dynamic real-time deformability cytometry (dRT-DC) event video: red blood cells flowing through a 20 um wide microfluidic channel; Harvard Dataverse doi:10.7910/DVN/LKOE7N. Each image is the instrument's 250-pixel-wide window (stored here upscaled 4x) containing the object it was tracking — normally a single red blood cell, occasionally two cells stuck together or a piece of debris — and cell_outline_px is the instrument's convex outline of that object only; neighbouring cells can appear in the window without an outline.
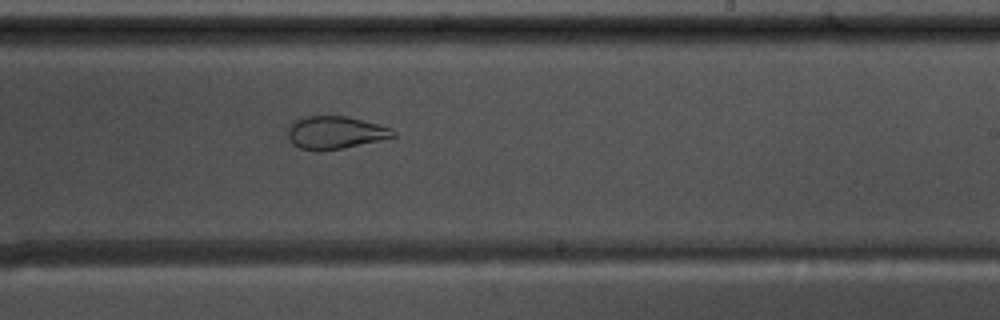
{"species": "common noctule bat (a hibernating species)", "species_latin": "Nyctalus noctula", "temperature_condition": "warm", "stored_images_in_passage": 56, "camera_frame_rate_fps": 3000, "um_per_image_px": 0.085, "animal": {"sex": "male", "body_mass_g": 17.5, "forearm_length_mm": 52.3}, "frame": {"image": 1, "passage_image": 34, "time_ms": 11.0, "image_size_px": [1000, 320], "cell_outline_px": [[396, 136], [380, 140], [344, 148], [300, 148], [292, 144], [288, 136], [288, 128], [296, 120], [308, 116], [348, 116], [380, 124], [392, 128], [396, 132]], "centroid_in_image_um": [28.56, 11.23], "position_along_channel_um": 260.4, "area_um2": 19.59}}
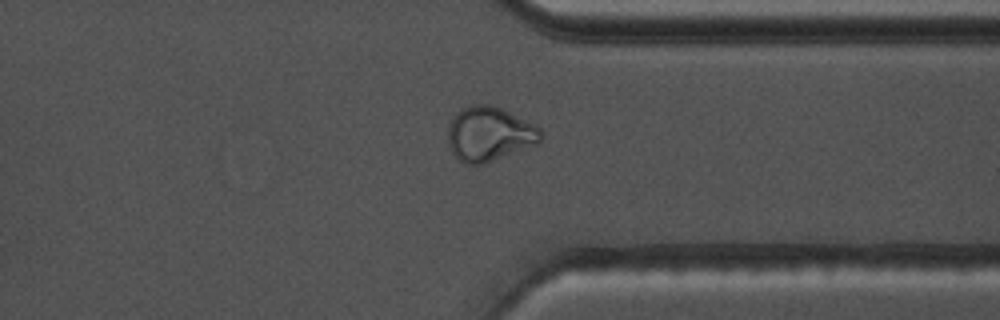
{"frame": {"image": 2, "passage_image": 43, "time_ms": 14.0, "image_size_px": [1000, 320], "cell_outline_px": [[544, 136], [536, 144], [484, 164], [464, 164], [448, 148], [448, 128], [452, 120], [464, 108], [472, 104], [492, 104], [536, 124], [540, 128]], "centroid_in_image_um": [41.62, 11.39], "position_along_channel_um": 369.8, "area_um2": 29.36}}
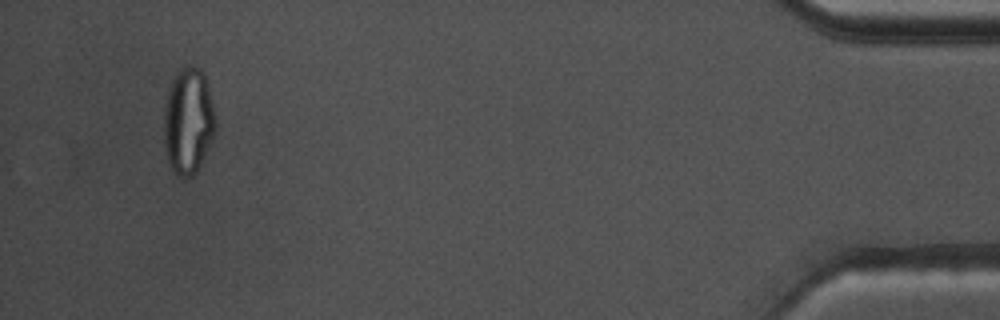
{"frame": {"image": 3, "passage_image": 53, "time_ms": 17.333, "image_size_px": [1000, 320], "cell_outline_px": [[216, 128], [200, 164], [196, 172], [192, 176], [176, 176], [168, 164], [164, 144], [164, 112], [168, 88], [176, 72], [184, 64], [188, 64], [200, 68], [204, 76], [208, 88], [216, 120]], "centroid_in_image_um": [15.97, 10.26], "position_along_channel_um": 419.2, "area_um2": 31.91}, "authors_computed_cell_mechanics": {"area_um2": 26.5302, "velocity_mm_per_s": 3.6771, "shape_relaxation_time_tau1_ms": null, "shape_relaxation_time_tau2_ms": 1.5114, "deformation_change_tau1": null, "deformation_change_tau2": 0.0781}}